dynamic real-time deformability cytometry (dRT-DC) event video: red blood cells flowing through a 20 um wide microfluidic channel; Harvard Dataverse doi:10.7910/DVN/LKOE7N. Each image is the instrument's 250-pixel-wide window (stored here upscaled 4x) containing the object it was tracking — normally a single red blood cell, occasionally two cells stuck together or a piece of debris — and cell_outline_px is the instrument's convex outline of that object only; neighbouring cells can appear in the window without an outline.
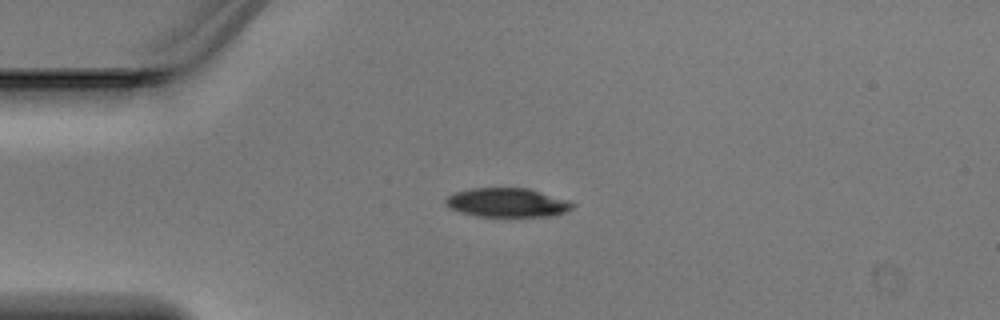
{"species": "Egyptian fruit bat (a non-hibernating species)", "species_latin": "Rousettus aegyptiacus", "temperature_condition": "warm", "stored_images_in_passage": 6, "camera_frame_rate_fps": 3000, "um_per_image_px": 0.085, "animal": {"sex": "male"}, "frame": {"image": 1, "passage_image": 4, "time_ms": 1.0, "image_size_px": [1000, 320], "cell_outline_px": [[576, 204], [572, 208], [564, 212], [552, 216], [476, 216], [460, 212], [448, 208], [444, 204], [444, 200], [452, 192], [468, 188], [528, 188], [568, 200]], "centroid_in_image_um": [43.05, 17.21], "position_along_channel_um": 41.9, "area_um2": 21.62}}
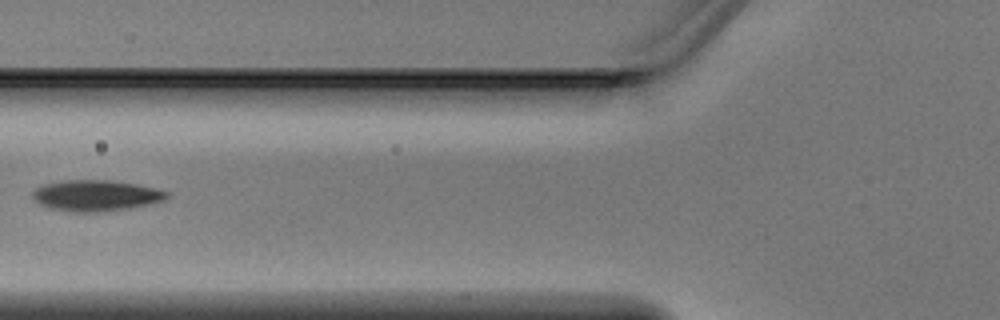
{"frame": {"image": 2, "passage_image": 6, "time_ms": 1.667, "image_size_px": [1000, 320], "cell_outline_px": [[168, 196], [164, 200], [128, 208], [104, 212], [72, 212], [48, 208], [40, 204], [32, 196], [32, 192], [36, 188], [44, 184], [64, 180], [108, 180], [136, 184], [156, 188], [168, 192]], "centroid_in_image_um": [8.12, 16.62], "position_along_channel_um": 117.7, "area_um2": 24.16}}